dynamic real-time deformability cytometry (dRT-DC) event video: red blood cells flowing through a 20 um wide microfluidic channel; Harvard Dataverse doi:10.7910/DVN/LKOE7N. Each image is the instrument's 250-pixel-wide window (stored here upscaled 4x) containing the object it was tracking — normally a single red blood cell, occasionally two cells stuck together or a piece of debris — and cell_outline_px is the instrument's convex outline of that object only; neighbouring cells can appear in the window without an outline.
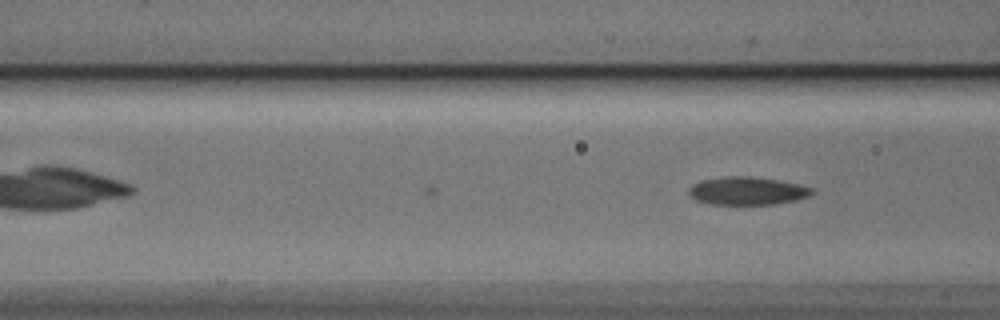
{"species": "Egyptian fruit bat (a non-hibernating species)", "species_latin": "Rousettus aegyptiacus", "temperature_condition": "cold", "stored_images_in_passage": 6, "camera_frame_rate_fps": 3000, "um_per_image_px": 0.085, "animal": {"sex": "male"}, "frame": {"image": 1, "passage_image": 6, "time_ms": 1.667, "image_size_px": [1000, 320], "cell_outline_px": [[816, 192], [808, 196], [796, 200], [776, 204], [712, 204], [696, 200], [688, 192], [688, 188], [692, 184], [700, 180], [724, 176], [752, 176], [780, 180], [812, 188]], "centroid_in_image_um": [63.51, 16.21], "position_along_channel_um": 103.1, "area_um2": 20.17}}